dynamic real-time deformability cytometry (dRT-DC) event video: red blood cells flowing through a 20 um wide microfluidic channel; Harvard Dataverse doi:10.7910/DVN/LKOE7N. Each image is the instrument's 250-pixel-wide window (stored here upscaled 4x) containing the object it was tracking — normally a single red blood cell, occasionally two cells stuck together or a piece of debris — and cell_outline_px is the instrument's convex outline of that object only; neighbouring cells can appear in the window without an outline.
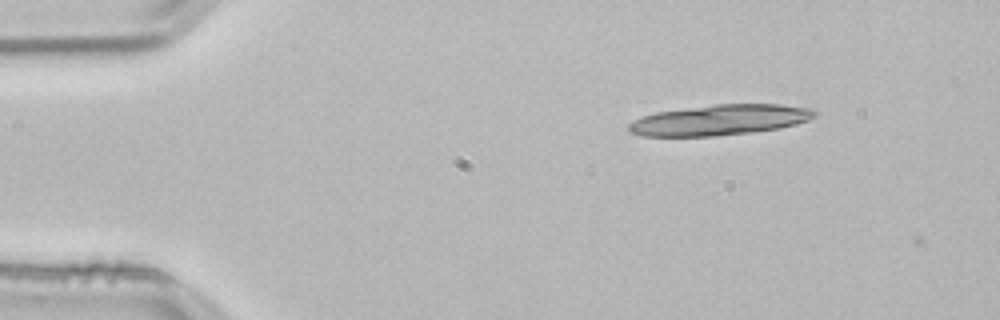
{"species": "common noctule bat (a hibernating species)", "species_latin": "Nyctalus noctula", "temperature_condition": "room temperature", "stored_images_in_passage": 4, "camera_frame_rate_fps": 3000, "um_per_image_px": 0.085, "animal": {"sex": "male", "body_mass_g": 21.5, "forearm_length_mm": 52.0}, "frame": {"image": 1, "passage_image": 3, "time_ms": 0.667, "image_size_px": [1000, 320], "cell_outline_px": [[820, 112], [816, 116], [808, 120], [796, 124], [780, 128], [752, 132], [716, 136], [644, 136], [628, 132], [628, 124], [632, 120], [656, 112], [716, 104], [780, 104], [816, 108]], "centroid_in_image_um": [61.24, 10.19], "position_along_channel_um": 23.8, "area_um2": 33.35}}